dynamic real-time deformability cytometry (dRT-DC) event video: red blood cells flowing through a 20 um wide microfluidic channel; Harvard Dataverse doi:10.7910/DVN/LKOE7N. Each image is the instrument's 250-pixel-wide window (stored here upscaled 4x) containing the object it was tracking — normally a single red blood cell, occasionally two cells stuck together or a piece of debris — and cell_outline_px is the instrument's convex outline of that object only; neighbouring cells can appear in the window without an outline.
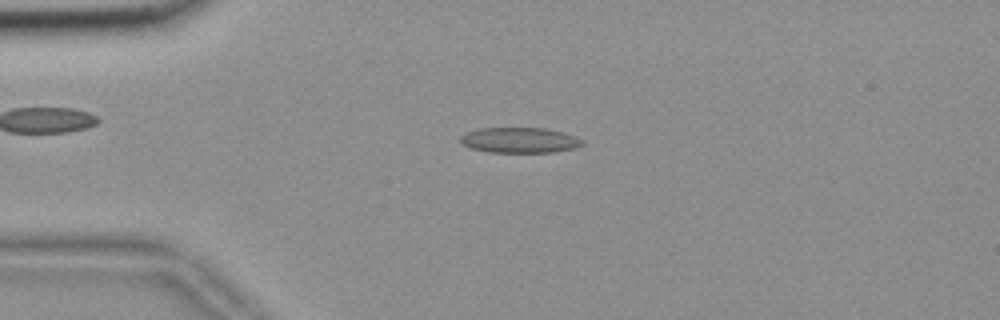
{"species": "common noctule bat (a hibernating species)", "species_latin": "Nyctalus noctula", "temperature_condition": "room temperature", "stored_images_in_passage": 51, "camera_frame_rate_fps": 3000, "um_per_image_px": 0.085, "animal": {"sex": "female", "body_mass_g": 18.4}, "frame": {"image": 1, "passage_image": 9, "time_ms": 2.667, "image_size_px": [1000, 320], "cell_outline_px": [[584, 144], [572, 148], [548, 152], [488, 152], [472, 148], [464, 144], [460, 140], [460, 136], [464, 132], [476, 128], [544, 128], [564, 132], [576, 136], [584, 140]], "centroid_in_image_um": [44.15, 11.9], "position_along_channel_um": 40.9, "area_um2": 18.03}}
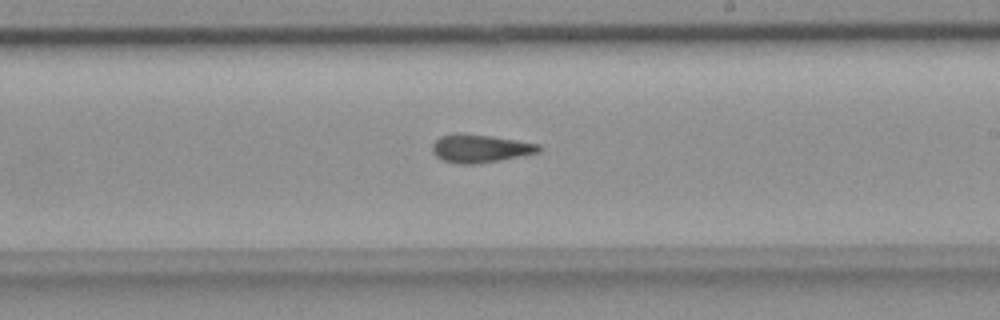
{"frame": {"image": 2, "passage_image": 28, "time_ms": 9.0, "image_size_px": [1000, 320], "cell_outline_px": [[540, 152], [496, 160], [472, 164], [460, 164], [444, 160], [436, 156], [432, 152], [432, 144], [440, 136], [456, 132], [460, 132], [492, 136], [540, 144]], "centroid_in_image_um": [40.76, 12.59], "position_along_channel_um": 248.2, "area_um2": 17.28}}
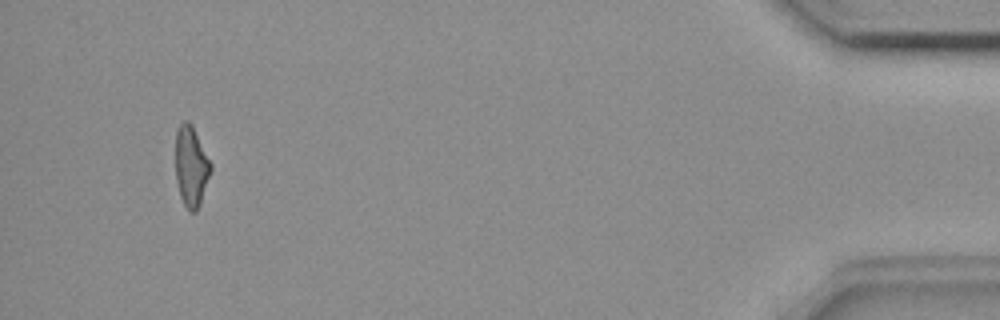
{"frame": {"image": 3, "passage_image": 48, "time_ms": 15.667, "image_size_px": [1000, 320], "cell_outline_px": [[212, 168], [200, 204], [196, 212], [188, 212], [180, 196], [176, 180], [176, 128], [184, 120], [188, 120], [192, 124], [212, 164]], "centroid_in_image_um": [16.25, 14.13], "position_along_channel_um": 419.0, "area_um2": 16.65}, "authors_computed_cell_mechanics": {"area_um2": 17.2822, "velocity_mm_per_s": 3.6918, "shape_relaxation_time_tau1_ms": null, "shape_relaxation_time_tau2_ms": 4.6376, "deformation_change_tau1": null, "deformation_change_tau2": 0.1432}}